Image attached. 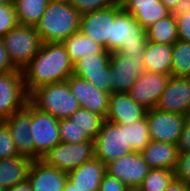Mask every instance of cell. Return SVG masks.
I'll return each instance as SVG.
<instances>
[{
    "mask_svg": "<svg viewBox=\"0 0 190 191\" xmlns=\"http://www.w3.org/2000/svg\"><path fill=\"white\" fill-rule=\"evenodd\" d=\"M94 142L95 158L104 165L133 152L130 144H127L125 124H116L105 120Z\"/></svg>",
    "mask_w": 190,
    "mask_h": 191,
    "instance_id": "obj_6",
    "label": "cell"
},
{
    "mask_svg": "<svg viewBox=\"0 0 190 191\" xmlns=\"http://www.w3.org/2000/svg\"><path fill=\"white\" fill-rule=\"evenodd\" d=\"M177 146L179 152H190V117L184 122Z\"/></svg>",
    "mask_w": 190,
    "mask_h": 191,
    "instance_id": "obj_40",
    "label": "cell"
},
{
    "mask_svg": "<svg viewBox=\"0 0 190 191\" xmlns=\"http://www.w3.org/2000/svg\"><path fill=\"white\" fill-rule=\"evenodd\" d=\"M179 40L190 42V11L176 17Z\"/></svg>",
    "mask_w": 190,
    "mask_h": 191,
    "instance_id": "obj_38",
    "label": "cell"
},
{
    "mask_svg": "<svg viewBox=\"0 0 190 191\" xmlns=\"http://www.w3.org/2000/svg\"><path fill=\"white\" fill-rule=\"evenodd\" d=\"M175 178L190 184V152H179L174 168Z\"/></svg>",
    "mask_w": 190,
    "mask_h": 191,
    "instance_id": "obj_37",
    "label": "cell"
},
{
    "mask_svg": "<svg viewBox=\"0 0 190 191\" xmlns=\"http://www.w3.org/2000/svg\"><path fill=\"white\" fill-rule=\"evenodd\" d=\"M121 10V4L118 2L101 10L82 14L79 30L107 50V39H110L111 24Z\"/></svg>",
    "mask_w": 190,
    "mask_h": 191,
    "instance_id": "obj_13",
    "label": "cell"
},
{
    "mask_svg": "<svg viewBox=\"0 0 190 191\" xmlns=\"http://www.w3.org/2000/svg\"><path fill=\"white\" fill-rule=\"evenodd\" d=\"M145 117L151 140L178 144L184 122L188 116L152 108L147 110Z\"/></svg>",
    "mask_w": 190,
    "mask_h": 191,
    "instance_id": "obj_11",
    "label": "cell"
},
{
    "mask_svg": "<svg viewBox=\"0 0 190 191\" xmlns=\"http://www.w3.org/2000/svg\"><path fill=\"white\" fill-rule=\"evenodd\" d=\"M30 134L34 141V160H40L61 142L59 119L38 110L30 103Z\"/></svg>",
    "mask_w": 190,
    "mask_h": 191,
    "instance_id": "obj_8",
    "label": "cell"
},
{
    "mask_svg": "<svg viewBox=\"0 0 190 191\" xmlns=\"http://www.w3.org/2000/svg\"><path fill=\"white\" fill-rule=\"evenodd\" d=\"M13 70H17V68L10 61L3 39L0 38V74Z\"/></svg>",
    "mask_w": 190,
    "mask_h": 191,
    "instance_id": "obj_41",
    "label": "cell"
},
{
    "mask_svg": "<svg viewBox=\"0 0 190 191\" xmlns=\"http://www.w3.org/2000/svg\"><path fill=\"white\" fill-rule=\"evenodd\" d=\"M5 191H32V188L28 180H26L22 183L16 184L13 187L5 189Z\"/></svg>",
    "mask_w": 190,
    "mask_h": 191,
    "instance_id": "obj_44",
    "label": "cell"
},
{
    "mask_svg": "<svg viewBox=\"0 0 190 191\" xmlns=\"http://www.w3.org/2000/svg\"><path fill=\"white\" fill-rule=\"evenodd\" d=\"M93 158H95V142L90 139L76 144L60 142L40 160L46 165L69 173Z\"/></svg>",
    "mask_w": 190,
    "mask_h": 191,
    "instance_id": "obj_7",
    "label": "cell"
},
{
    "mask_svg": "<svg viewBox=\"0 0 190 191\" xmlns=\"http://www.w3.org/2000/svg\"><path fill=\"white\" fill-rule=\"evenodd\" d=\"M126 185L117 179L105 173L100 183L99 191H125Z\"/></svg>",
    "mask_w": 190,
    "mask_h": 191,
    "instance_id": "obj_39",
    "label": "cell"
},
{
    "mask_svg": "<svg viewBox=\"0 0 190 191\" xmlns=\"http://www.w3.org/2000/svg\"><path fill=\"white\" fill-rule=\"evenodd\" d=\"M18 25L13 3L0 5V38Z\"/></svg>",
    "mask_w": 190,
    "mask_h": 191,
    "instance_id": "obj_35",
    "label": "cell"
},
{
    "mask_svg": "<svg viewBox=\"0 0 190 191\" xmlns=\"http://www.w3.org/2000/svg\"><path fill=\"white\" fill-rule=\"evenodd\" d=\"M28 102L22 70L0 74V121L25 108Z\"/></svg>",
    "mask_w": 190,
    "mask_h": 191,
    "instance_id": "obj_9",
    "label": "cell"
},
{
    "mask_svg": "<svg viewBox=\"0 0 190 191\" xmlns=\"http://www.w3.org/2000/svg\"><path fill=\"white\" fill-rule=\"evenodd\" d=\"M27 180L32 191H63L68 176L66 172L46 165L41 160H33Z\"/></svg>",
    "mask_w": 190,
    "mask_h": 191,
    "instance_id": "obj_20",
    "label": "cell"
},
{
    "mask_svg": "<svg viewBox=\"0 0 190 191\" xmlns=\"http://www.w3.org/2000/svg\"><path fill=\"white\" fill-rule=\"evenodd\" d=\"M33 160L16 156L0 160V187L8 189L27 180Z\"/></svg>",
    "mask_w": 190,
    "mask_h": 191,
    "instance_id": "obj_25",
    "label": "cell"
},
{
    "mask_svg": "<svg viewBox=\"0 0 190 191\" xmlns=\"http://www.w3.org/2000/svg\"><path fill=\"white\" fill-rule=\"evenodd\" d=\"M127 144L141 152L151 141L146 117L126 125Z\"/></svg>",
    "mask_w": 190,
    "mask_h": 191,
    "instance_id": "obj_31",
    "label": "cell"
},
{
    "mask_svg": "<svg viewBox=\"0 0 190 191\" xmlns=\"http://www.w3.org/2000/svg\"><path fill=\"white\" fill-rule=\"evenodd\" d=\"M69 118L74 121L77 127L91 140L96 138V135L99 133L105 121L104 117L82 107L76 110Z\"/></svg>",
    "mask_w": 190,
    "mask_h": 191,
    "instance_id": "obj_29",
    "label": "cell"
},
{
    "mask_svg": "<svg viewBox=\"0 0 190 191\" xmlns=\"http://www.w3.org/2000/svg\"><path fill=\"white\" fill-rule=\"evenodd\" d=\"M63 191H76L75 187L67 180Z\"/></svg>",
    "mask_w": 190,
    "mask_h": 191,
    "instance_id": "obj_46",
    "label": "cell"
},
{
    "mask_svg": "<svg viewBox=\"0 0 190 191\" xmlns=\"http://www.w3.org/2000/svg\"><path fill=\"white\" fill-rule=\"evenodd\" d=\"M57 1H60V2H64V3L71 4V2H72L73 0H57Z\"/></svg>",
    "mask_w": 190,
    "mask_h": 191,
    "instance_id": "obj_49",
    "label": "cell"
},
{
    "mask_svg": "<svg viewBox=\"0 0 190 191\" xmlns=\"http://www.w3.org/2000/svg\"><path fill=\"white\" fill-rule=\"evenodd\" d=\"M156 108L165 112L189 116L190 77L170 76Z\"/></svg>",
    "mask_w": 190,
    "mask_h": 191,
    "instance_id": "obj_14",
    "label": "cell"
},
{
    "mask_svg": "<svg viewBox=\"0 0 190 191\" xmlns=\"http://www.w3.org/2000/svg\"><path fill=\"white\" fill-rule=\"evenodd\" d=\"M170 76L145 71L138 76L127 93L136 103L147 110L156 108Z\"/></svg>",
    "mask_w": 190,
    "mask_h": 191,
    "instance_id": "obj_17",
    "label": "cell"
},
{
    "mask_svg": "<svg viewBox=\"0 0 190 191\" xmlns=\"http://www.w3.org/2000/svg\"><path fill=\"white\" fill-rule=\"evenodd\" d=\"M190 11V0H179L170 11L175 17L181 16Z\"/></svg>",
    "mask_w": 190,
    "mask_h": 191,
    "instance_id": "obj_42",
    "label": "cell"
},
{
    "mask_svg": "<svg viewBox=\"0 0 190 191\" xmlns=\"http://www.w3.org/2000/svg\"><path fill=\"white\" fill-rule=\"evenodd\" d=\"M170 11L179 0H160Z\"/></svg>",
    "mask_w": 190,
    "mask_h": 191,
    "instance_id": "obj_45",
    "label": "cell"
},
{
    "mask_svg": "<svg viewBox=\"0 0 190 191\" xmlns=\"http://www.w3.org/2000/svg\"><path fill=\"white\" fill-rule=\"evenodd\" d=\"M147 40L156 43L174 44L179 40L176 17L172 14L158 20L146 29Z\"/></svg>",
    "mask_w": 190,
    "mask_h": 191,
    "instance_id": "obj_28",
    "label": "cell"
},
{
    "mask_svg": "<svg viewBox=\"0 0 190 191\" xmlns=\"http://www.w3.org/2000/svg\"><path fill=\"white\" fill-rule=\"evenodd\" d=\"M164 191H190V188L189 184H186L174 178L170 185Z\"/></svg>",
    "mask_w": 190,
    "mask_h": 191,
    "instance_id": "obj_43",
    "label": "cell"
},
{
    "mask_svg": "<svg viewBox=\"0 0 190 191\" xmlns=\"http://www.w3.org/2000/svg\"><path fill=\"white\" fill-rule=\"evenodd\" d=\"M59 133L61 142L76 144L90 140L70 118L59 119Z\"/></svg>",
    "mask_w": 190,
    "mask_h": 191,
    "instance_id": "obj_33",
    "label": "cell"
},
{
    "mask_svg": "<svg viewBox=\"0 0 190 191\" xmlns=\"http://www.w3.org/2000/svg\"><path fill=\"white\" fill-rule=\"evenodd\" d=\"M150 169L141 152L137 151L124 155L106 165V173L116 177L126 186H140Z\"/></svg>",
    "mask_w": 190,
    "mask_h": 191,
    "instance_id": "obj_15",
    "label": "cell"
},
{
    "mask_svg": "<svg viewBox=\"0 0 190 191\" xmlns=\"http://www.w3.org/2000/svg\"><path fill=\"white\" fill-rule=\"evenodd\" d=\"M62 44L73 63L87 55L111 54L102 45L85 36L80 30L71 34Z\"/></svg>",
    "mask_w": 190,
    "mask_h": 191,
    "instance_id": "obj_26",
    "label": "cell"
},
{
    "mask_svg": "<svg viewBox=\"0 0 190 191\" xmlns=\"http://www.w3.org/2000/svg\"><path fill=\"white\" fill-rule=\"evenodd\" d=\"M173 44L146 42L143 61L146 72L171 75Z\"/></svg>",
    "mask_w": 190,
    "mask_h": 191,
    "instance_id": "obj_23",
    "label": "cell"
},
{
    "mask_svg": "<svg viewBox=\"0 0 190 191\" xmlns=\"http://www.w3.org/2000/svg\"><path fill=\"white\" fill-rule=\"evenodd\" d=\"M67 83L82 108L106 117L110 96L108 92L98 89L89 81L74 74L67 79Z\"/></svg>",
    "mask_w": 190,
    "mask_h": 191,
    "instance_id": "obj_16",
    "label": "cell"
},
{
    "mask_svg": "<svg viewBox=\"0 0 190 191\" xmlns=\"http://www.w3.org/2000/svg\"><path fill=\"white\" fill-rule=\"evenodd\" d=\"M125 191H142L140 186H126Z\"/></svg>",
    "mask_w": 190,
    "mask_h": 191,
    "instance_id": "obj_47",
    "label": "cell"
},
{
    "mask_svg": "<svg viewBox=\"0 0 190 191\" xmlns=\"http://www.w3.org/2000/svg\"><path fill=\"white\" fill-rule=\"evenodd\" d=\"M21 70L30 94L38 87L67 81L73 74V62L62 43H42L38 53Z\"/></svg>",
    "mask_w": 190,
    "mask_h": 191,
    "instance_id": "obj_1",
    "label": "cell"
},
{
    "mask_svg": "<svg viewBox=\"0 0 190 191\" xmlns=\"http://www.w3.org/2000/svg\"><path fill=\"white\" fill-rule=\"evenodd\" d=\"M105 173L106 165L93 158L67 173V176L76 191H99Z\"/></svg>",
    "mask_w": 190,
    "mask_h": 191,
    "instance_id": "obj_22",
    "label": "cell"
},
{
    "mask_svg": "<svg viewBox=\"0 0 190 191\" xmlns=\"http://www.w3.org/2000/svg\"><path fill=\"white\" fill-rule=\"evenodd\" d=\"M175 178L174 171L152 168L142 181V191H164Z\"/></svg>",
    "mask_w": 190,
    "mask_h": 191,
    "instance_id": "obj_32",
    "label": "cell"
},
{
    "mask_svg": "<svg viewBox=\"0 0 190 191\" xmlns=\"http://www.w3.org/2000/svg\"><path fill=\"white\" fill-rule=\"evenodd\" d=\"M111 54L87 55L73 63V74L112 94Z\"/></svg>",
    "mask_w": 190,
    "mask_h": 191,
    "instance_id": "obj_10",
    "label": "cell"
},
{
    "mask_svg": "<svg viewBox=\"0 0 190 191\" xmlns=\"http://www.w3.org/2000/svg\"><path fill=\"white\" fill-rule=\"evenodd\" d=\"M81 14L68 3L50 0L41 19L34 25L42 43H62L79 31Z\"/></svg>",
    "mask_w": 190,
    "mask_h": 191,
    "instance_id": "obj_2",
    "label": "cell"
},
{
    "mask_svg": "<svg viewBox=\"0 0 190 191\" xmlns=\"http://www.w3.org/2000/svg\"><path fill=\"white\" fill-rule=\"evenodd\" d=\"M29 102L38 110L57 119L69 118L81 107L67 81L36 88L29 94Z\"/></svg>",
    "mask_w": 190,
    "mask_h": 191,
    "instance_id": "obj_4",
    "label": "cell"
},
{
    "mask_svg": "<svg viewBox=\"0 0 190 191\" xmlns=\"http://www.w3.org/2000/svg\"><path fill=\"white\" fill-rule=\"evenodd\" d=\"M119 0H73L71 5L82 15L115 5Z\"/></svg>",
    "mask_w": 190,
    "mask_h": 191,
    "instance_id": "obj_36",
    "label": "cell"
},
{
    "mask_svg": "<svg viewBox=\"0 0 190 191\" xmlns=\"http://www.w3.org/2000/svg\"><path fill=\"white\" fill-rule=\"evenodd\" d=\"M20 156L34 160V141L30 134V102L22 110L12 113L4 121Z\"/></svg>",
    "mask_w": 190,
    "mask_h": 191,
    "instance_id": "obj_19",
    "label": "cell"
},
{
    "mask_svg": "<svg viewBox=\"0 0 190 191\" xmlns=\"http://www.w3.org/2000/svg\"><path fill=\"white\" fill-rule=\"evenodd\" d=\"M3 42L12 64L22 69L36 53L42 41L34 26L18 24L3 37Z\"/></svg>",
    "mask_w": 190,
    "mask_h": 191,
    "instance_id": "obj_5",
    "label": "cell"
},
{
    "mask_svg": "<svg viewBox=\"0 0 190 191\" xmlns=\"http://www.w3.org/2000/svg\"><path fill=\"white\" fill-rule=\"evenodd\" d=\"M13 3V0H0V5Z\"/></svg>",
    "mask_w": 190,
    "mask_h": 191,
    "instance_id": "obj_48",
    "label": "cell"
},
{
    "mask_svg": "<svg viewBox=\"0 0 190 191\" xmlns=\"http://www.w3.org/2000/svg\"><path fill=\"white\" fill-rule=\"evenodd\" d=\"M147 109L136 103L127 92H113L109 96L105 120L116 124L129 125L145 118Z\"/></svg>",
    "mask_w": 190,
    "mask_h": 191,
    "instance_id": "obj_18",
    "label": "cell"
},
{
    "mask_svg": "<svg viewBox=\"0 0 190 191\" xmlns=\"http://www.w3.org/2000/svg\"><path fill=\"white\" fill-rule=\"evenodd\" d=\"M171 76L190 77V42L173 44Z\"/></svg>",
    "mask_w": 190,
    "mask_h": 191,
    "instance_id": "obj_30",
    "label": "cell"
},
{
    "mask_svg": "<svg viewBox=\"0 0 190 191\" xmlns=\"http://www.w3.org/2000/svg\"><path fill=\"white\" fill-rule=\"evenodd\" d=\"M177 144L158 142L151 140L141 151V154L152 168L174 170L178 158Z\"/></svg>",
    "mask_w": 190,
    "mask_h": 191,
    "instance_id": "obj_24",
    "label": "cell"
},
{
    "mask_svg": "<svg viewBox=\"0 0 190 191\" xmlns=\"http://www.w3.org/2000/svg\"><path fill=\"white\" fill-rule=\"evenodd\" d=\"M50 0H13L18 24L34 26L43 16Z\"/></svg>",
    "mask_w": 190,
    "mask_h": 191,
    "instance_id": "obj_27",
    "label": "cell"
},
{
    "mask_svg": "<svg viewBox=\"0 0 190 191\" xmlns=\"http://www.w3.org/2000/svg\"><path fill=\"white\" fill-rule=\"evenodd\" d=\"M147 42L146 29L123 9L115 16L111 24L110 39H107V51L119 52L130 56L143 53Z\"/></svg>",
    "mask_w": 190,
    "mask_h": 191,
    "instance_id": "obj_3",
    "label": "cell"
},
{
    "mask_svg": "<svg viewBox=\"0 0 190 191\" xmlns=\"http://www.w3.org/2000/svg\"><path fill=\"white\" fill-rule=\"evenodd\" d=\"M110 67L112 93L128 92L138 79V76L145 72L143 53L125 56L119 52H113L111 53Z\"/></svg>",
    "mask_w": 190,
    "mask_h": 191,
    "instance_id": "obj_12",
    "label": "cell"
},
{
    "mask_svg": "<svg viewBox=\"0 0 190 191\" xmlns=\"http://www.w3.org/2000/svg\"><path fill=\"white\" fill-rule=\"evenodd\" d=\"M19 156L10 130L4 121H0V160Z\"/></svg>",
    "mask_w": 190,
    "mask_h": 191,
    "instance_id": "obj_34",
    "label": "cell"
},
{
    "mask_svg": "<svg viewBox=\"0 0 190 191\" xmlns=\"http://www.w3.org/2000/svg\"><path fill=\"white\" fill-rule=\"evenodd\" d=\"M122 9L147 29L170 15V10L160 0H119Z\"/></svg>",
    "mask_w": 190,
    "mask_h": 191,
    "instance_id": "obj_21",
    "label": "cell"
}]
</instances>
